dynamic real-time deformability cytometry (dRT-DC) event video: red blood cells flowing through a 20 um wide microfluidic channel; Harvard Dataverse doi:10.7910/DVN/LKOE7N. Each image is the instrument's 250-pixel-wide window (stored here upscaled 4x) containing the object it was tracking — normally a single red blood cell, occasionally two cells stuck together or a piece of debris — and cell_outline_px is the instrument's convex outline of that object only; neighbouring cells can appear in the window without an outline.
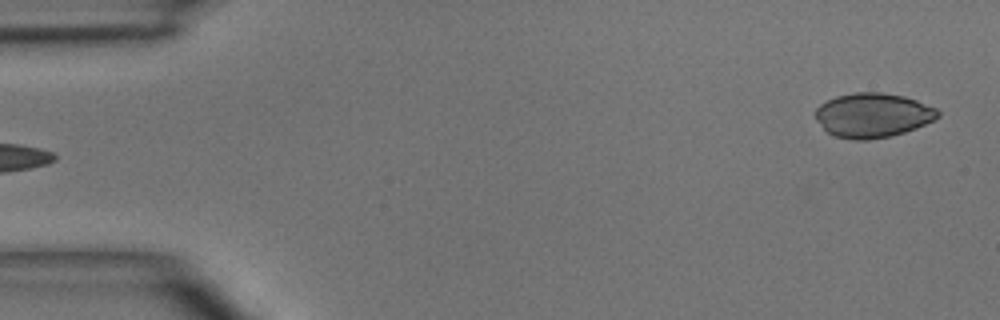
{"species": "common noctule bat (a hibernating species)", "species_latin": "Nyctalus noctula", "temperature_condition": "room temperature", "stored_images_in_passage": 4, "segment_of_instrument_passage": [2, 2], "camera_frame_rate_fps": 3000, "um_per_image_px": 0.085, "animal": {"sex": "male", "body_mass_g": 15.6}, "frame": {"image": 1, "passage_image": 4, "time_ms": 4.333, "image_size_px": [1000, 320], "cell_outline_px": [[940, 116], [916, 128], [892, 136], [868, 140], [852, 140], [836, 136], [828, 132], [816, 120], [816, 108], [820, 104], [836, 96], [856, 92], [880, 92], [904, 96], [916, 100], [936, 108], [940, 112]], "centroid_in_image_um": [74.19, 9.79], "position_along_channel_um": 10.8, "area_um2": 31.62}}